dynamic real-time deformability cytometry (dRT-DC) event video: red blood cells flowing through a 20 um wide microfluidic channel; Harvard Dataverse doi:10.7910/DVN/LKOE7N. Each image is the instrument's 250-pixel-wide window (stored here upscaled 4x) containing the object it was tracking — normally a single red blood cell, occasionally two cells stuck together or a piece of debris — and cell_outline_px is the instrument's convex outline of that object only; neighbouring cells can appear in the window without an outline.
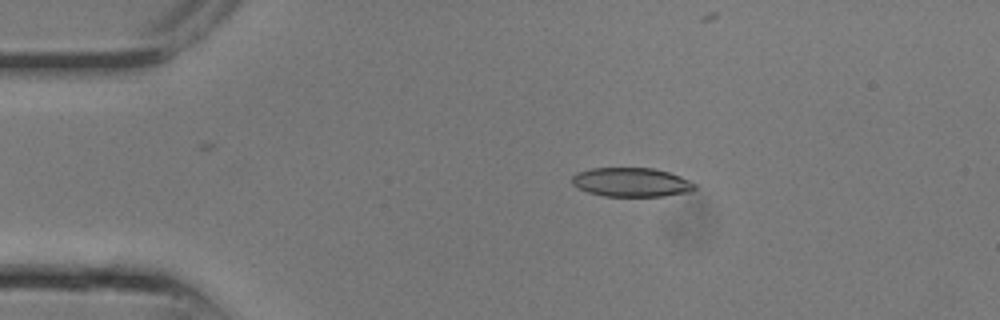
{"species": "common noctule bat (a hibernating species)", "species_latin": "Nyctalus noctula", "temperature_condition": "room temperature", "stored_images_in_passage": 9, "camera_frame_rate_fps": 3000, "um_per_image_px": 0.085, "animal": {"sex": "male", "body_mass_g": 13.3}, "frame": {"image": 1, "passage_image": 4, "time_ms": 1.0, "image_size_px": [1000, 320], "cell_outline_px": [[696, 188], [692, 192], [664, 196], [604, 196], [588, 192], [576, 188], [572, 184], [572, 176], [576, 172], [592, 168], [652, 168], [668, 172], [680, 176], [696, 184]], "centroid_in_image_um": [53.66, 15.49], "position_along_channel_um": 31.3, "area_um2": 20.92}}
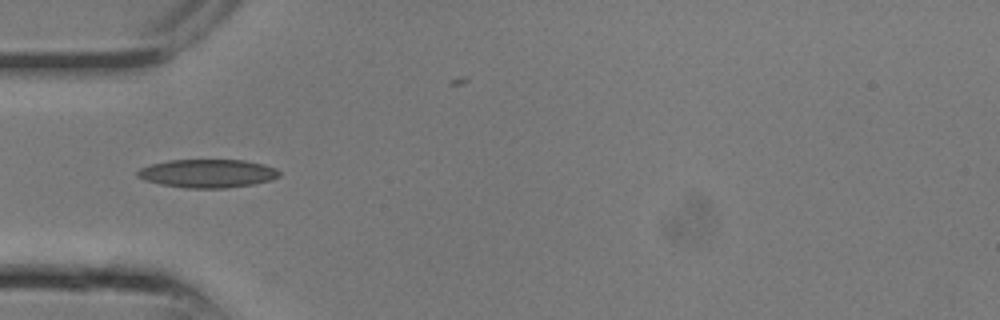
{"frame": {"image": 2, "passage_image": 7, "time_ms": 2.0, "image_size_px": [1000, 320], "cell_outline_px": [[280, 176], [272, 180], [252, 184], [224, 188], [184, 188], [160, 184], [144, 180], [136, 176], [136, 172], [140, 168], [148, 164], [168, 160], [244, 160], [264, 164], [276, 168], [280, 172]], "centroid_in_image_um": [17.62, 14.74], "position_along_channel_um": 67.4, "area_um2": 23.64}}